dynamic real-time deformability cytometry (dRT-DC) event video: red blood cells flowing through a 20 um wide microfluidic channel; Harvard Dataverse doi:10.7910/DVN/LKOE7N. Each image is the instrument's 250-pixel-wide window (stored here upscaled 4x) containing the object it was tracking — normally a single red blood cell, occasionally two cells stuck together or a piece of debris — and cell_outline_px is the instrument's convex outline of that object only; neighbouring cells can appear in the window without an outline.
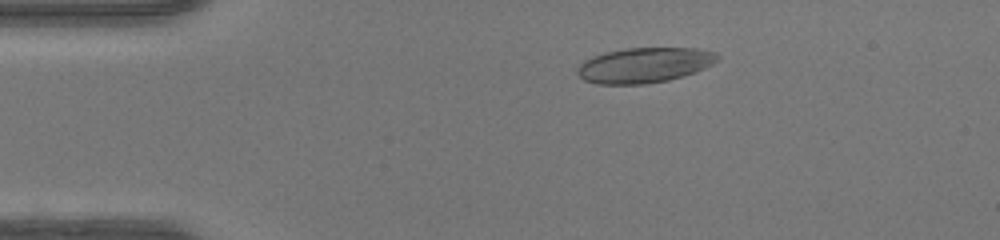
{"species": "human", "species_latin": "Homo sapiens", "temperature_condition": "warm", "stored_images_in_passage": 47, "camera_frame_rate_fps": 3000, "um_per_image_px": 0.085, "donor": {"sex": "female"}, "frame": {"image": 1, "passage_image": 9, "time_ms": 2.667, "image_size_px": [1000, 240], "cell_outline_px": [[720, 60], [696, 72], [668, 80], [644, 84], [596, 84], [584, 80], [576, 72], [576, 68], [584, 60], [592, 56], [604, 52], [624, 48], [696, 48], [716, 52], [720, 56]], "centroid_in_image_um": [54.77, 5.53], "position_along_channel_um": 30.2, "area_um2": 28.96}}
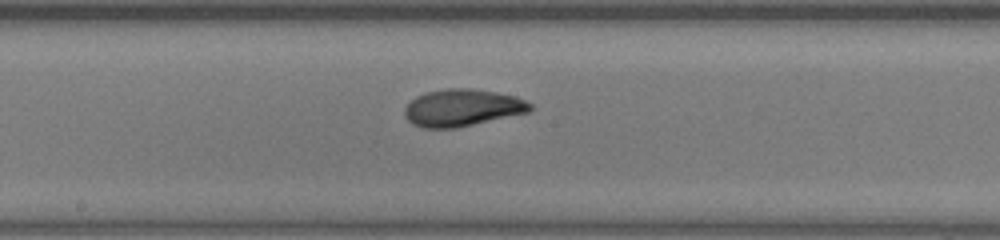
{"frame": {"image": 2, "passage_image": 25, "time_ms": 8.0, "image_size_px": [1000, 240], "cell_outline_px": [[532, 108], [528, 112], [456, 128], [424, 128], [412, 124], [404, 116], [404, 108], [416, 96], [424, 92], [444, 88], [472, 88], [496, 92], [516, 96], [532, 104]], "centroid_in_image_um": [39.26, 9.15], "position_along_channel_um": 208.9, "area_um2": 27.22}}
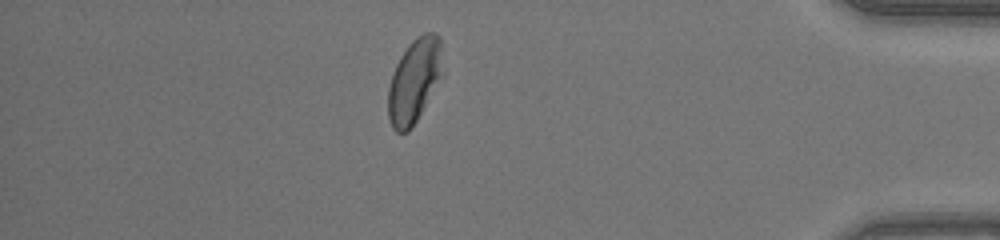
{"frame": {"image": 3, "passage_image": 41, "time_ms": 13.333, "image_size_px": [1000, 240], "cell_outline_px": [[444, 76], [416, 120], [408, 132], [396, 132], [392, 128], [388, 120], [388, 88], [392, 72], [400, 56], [408, 44], [416, 36], [424, 32], [436, 32], [440, 36]], "centroid_in_image_um": [35.24, 6.83], "position_along_channel_um": 400.0, "area_um2": 27.34}, "authors_computed_cell_mechanics": {"area_um2": 27.2238, "velocity_mm_per_s": 4.385, "shape_relaxation_time_tau1_ms": 5.5154, "shape_relaxation_time_tau2_ms": 1.326, "deformation_change_tau1": 0.187, "deformation_change_tau2": 0.0573}}